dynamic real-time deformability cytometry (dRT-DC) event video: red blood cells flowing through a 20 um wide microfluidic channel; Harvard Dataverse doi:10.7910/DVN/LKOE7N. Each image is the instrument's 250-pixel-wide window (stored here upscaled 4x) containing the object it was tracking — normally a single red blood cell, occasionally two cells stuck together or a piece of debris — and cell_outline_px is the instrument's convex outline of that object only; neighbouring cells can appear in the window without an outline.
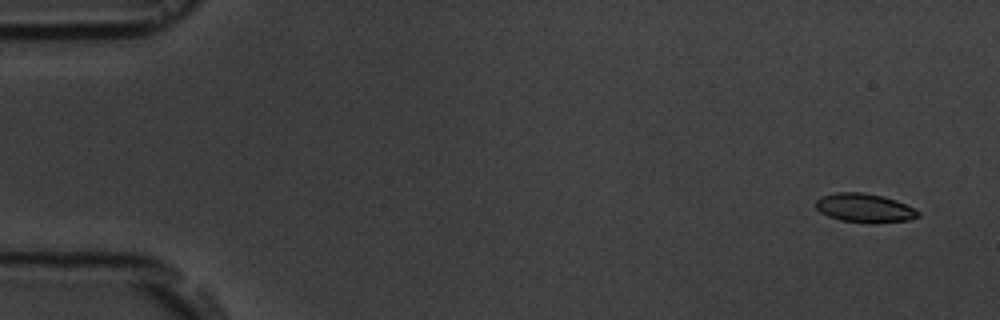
{"species": "common noctule bat (a hibernating species)", "species_latin": "Nyctalus noctula", "temperature_condition": "room temperature", "stored_images_in_passage": 5, "camera_frame_rate_fps": 3000, "um_per_image_px": 0.085, "animal": {"sex": "male", "body_mass_g": 19.5, "forearm_length_mm": 54.6}, "frame": {"image": 1, "passage_image": 1, "time_ms": 0.0, "image_size_px": [1000, 320], "cell_outline_px": [[920, 216], [908, 220], [872, 224], [868, 224], [840, 220], [828, 216], [820, 212], [816, 208], [816, 200], [820, 196], [836, 192], [860, 192], [884, 196], [896, 200], [920, 212]], "centroid_in_image_um": [73.46, 17.69], "position_along_channel_um": 11.5, "area_um2": 17.4}}
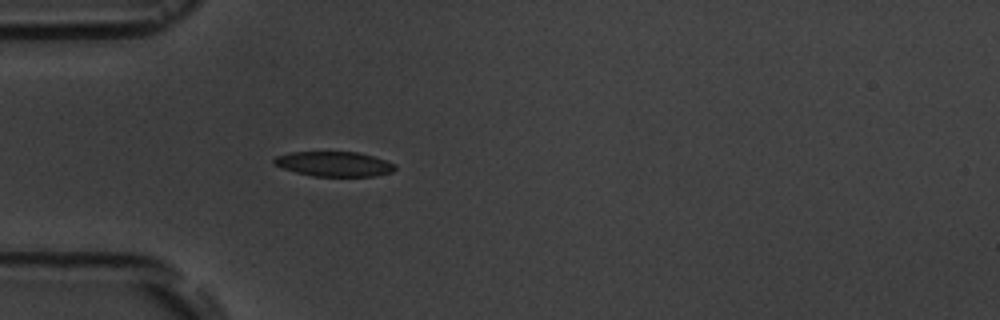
{"frame": {"image": 2, "passage_image": 5, "time_ms": 4.667, "image_size_px": [1000, 320], "cell_outline_px": [[396, 168], [392, 172], [372, 176], [312, 176], [296, 172], [272, 164], [272, 160], [276, 156], [292, 152], [356, 152], [372, 156], [396, 164]], "centroid_in_image_um": [28.38, 13.94], "position_along_channel_um": 56.6, "area_um2": 17.4}}